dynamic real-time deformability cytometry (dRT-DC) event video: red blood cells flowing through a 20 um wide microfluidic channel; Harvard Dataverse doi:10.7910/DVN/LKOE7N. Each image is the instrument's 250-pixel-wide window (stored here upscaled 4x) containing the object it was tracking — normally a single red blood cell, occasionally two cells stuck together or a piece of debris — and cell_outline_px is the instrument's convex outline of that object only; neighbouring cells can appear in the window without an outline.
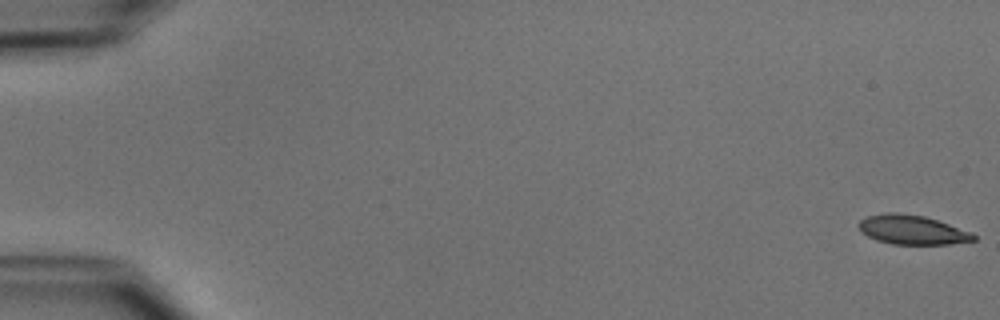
{"species": "common noctule bat (a hibernating species)", "species_latin": "Nyctalus noctula", "temperature_condition": "cold", "stored_images_in_passage": 52, "camera_frame_rate_fps": 3000, "um_per_image_px": 0.085, "animal": {"sex": "male", "body_mass_g": 15.6}, "frame": {"image": 1, "passage_image": 1, "time_ms": 0.0, "image_size_px": [1000, 320], "cell_outline_px": [[976, 240], [948, 244], [892, 244], [876, 240], [860, 232], [856, 224], [860, 220], [868, 216], [888, 212], [896, 212], [924, 216], [972, 232], [976, 236]], "centroid_in_image_um": [77.49, 19.53], "position_along_channel_um": 7.5, "area_um2": 19.59}}
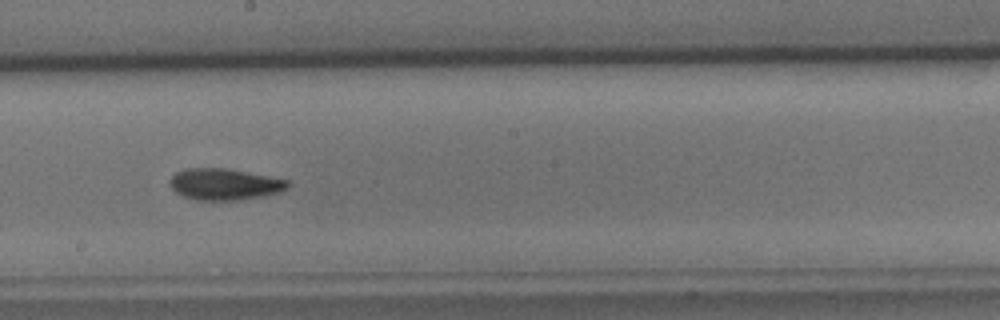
{"frame": {"image": 2, "passage_image": 30, "time_ms": 9.667, "image_size_px": [1000, 320], "cell_outline_px": [[292, 184], [288, 188], [280, 192], [240, 200], [196, 200], [184, 196], [176, 192], [168, 184], [168, 180], [176, 172], [184, 168], [224, 168], [288, 180]], "centroid_in_image_um": [19.05, 15.66], "position_along_channel_um": 229.1, "area_um2": 21.56}}
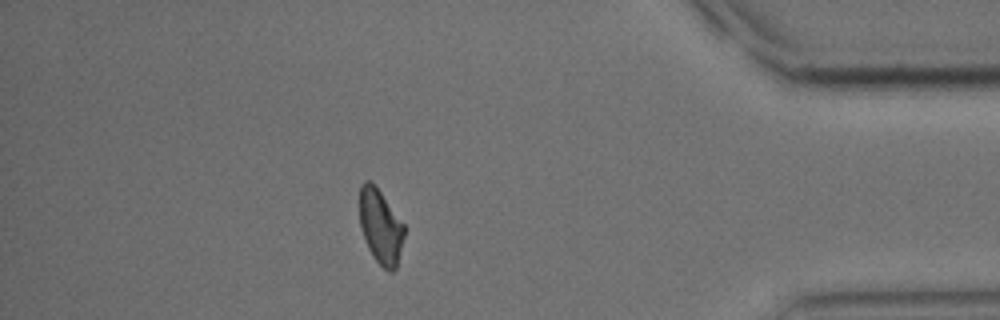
{"frame": {"image": 3, "passage_image": 46, "time_ms": 15.0, "image_size_px": [1000, 320], "cell_outline_px": [[404, 236], [396, 268], [392, 272], [388, 272], [372, 256], [368, 248], [360, 228], [360, 184], [364, 180], [368, 180], [380, 192], [404, 224]], "centroid_in_image_um": [32.33, 19.28], "position_along_channel_um": 402.9, "area_um2": 19.13}, "authors_computed_cell_mechanics": {"area_um2": 20.6057, "velocity_mm_per_s": 3.919, "shape_relaxation_time_tau1_ms": 3.7921, "shape_relaxation_time_tau2_ms": 10.3176, "deformation_change_tau1": 0.1128, "deformation_change_tau2": 0.1617}}